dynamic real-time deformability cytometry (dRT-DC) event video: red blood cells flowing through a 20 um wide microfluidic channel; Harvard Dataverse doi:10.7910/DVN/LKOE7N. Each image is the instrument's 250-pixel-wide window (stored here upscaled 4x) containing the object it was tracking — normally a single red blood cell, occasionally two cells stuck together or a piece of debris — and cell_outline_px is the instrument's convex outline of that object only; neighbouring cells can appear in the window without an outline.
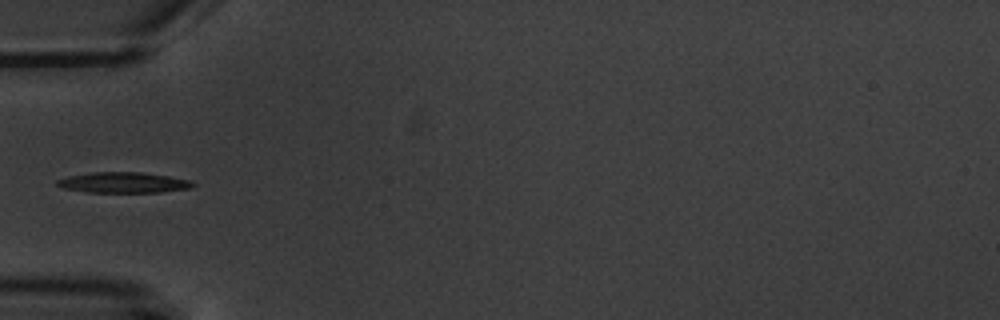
{"species": "common noctule bat (a hibernating species)", "species_latin": "Nyctalus noctula", "temperature_condition": "warm", "stored_images_in_passage": 5, "segment_of_instrument_passage": [2, 2], "camera_frame_rate_fps": 3000, "um_per_image_px": 0.085, "animal": {"sex": "male", "body_mass_g": 20.1, "forearm_length_mm": 53.5}, "frame": {"image": 1, "passage_image": 5, "time_ms": 4.667, "image_size_px": [1000, 320], "cell_outline_px": [[196, 184], [192, 188], [160, 192], [88, 192], [64, 188], [56, 184], [56, 180], [68, 176], [92, 172], [140, 172], [168, 176], [192, 180]], "centroid_in_image_um": [10.53, 15.51], "position_along_channel_um": 74.5, "area_um2": 16.3}}